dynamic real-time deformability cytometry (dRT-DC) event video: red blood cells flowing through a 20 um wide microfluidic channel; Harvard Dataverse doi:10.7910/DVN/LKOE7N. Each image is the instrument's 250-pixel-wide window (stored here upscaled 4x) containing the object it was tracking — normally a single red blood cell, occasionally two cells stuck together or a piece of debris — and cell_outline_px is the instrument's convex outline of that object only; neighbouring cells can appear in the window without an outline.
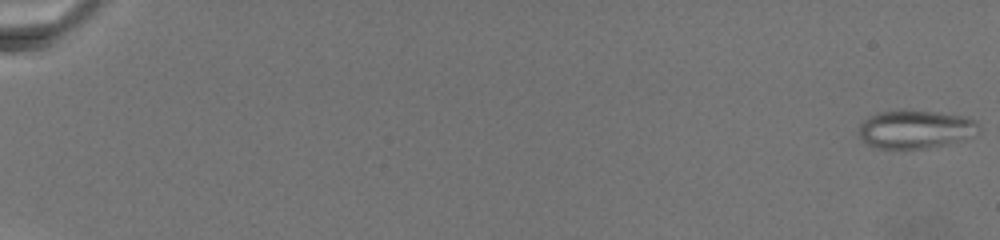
{"species": "common noctule bat (a hibernating species)", "species_latin": "Nyctalus noctula", "temperature_condition": "warm", "stored_images_in_passage": 60, "camera_frame_rate_fps": 3000, "um_per_image_px": 0.085, "animal": {"sex": "female", "body_mass_g": 19.5, "forearm_length_mm": 54.1}, "frame": {"image": 1, "passage_image": 1, "time_ms": 0.0, "image_size_px": [1000, 240], "cell_outline_px": [[980, 132], [976, 136], [964, 140], [928, 148], [876, 148], [868, 144], [856, 132], [860, 124], [864, 120], [876, 112], [900, 108], [904, 108], [936, 112], [964, 116], [976, 120], [980, 128]], "centroid_in_image_um": [77.83, 10.96], "position_along_channel_um": 7.2, "area_um2": 27.51}}
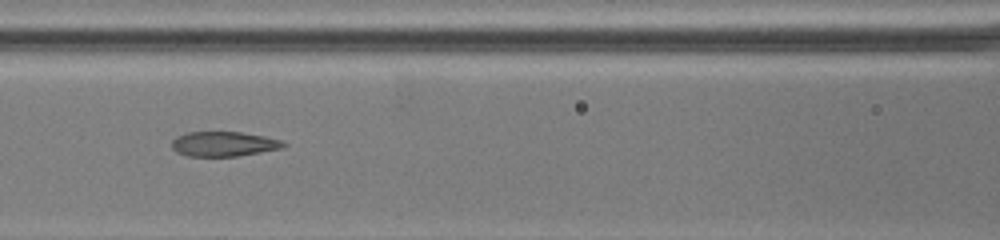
{"frame": {"image": 2, "passage_image": 38, "time_ms": 12.667, "image_size_px": [1000, 240], "cell_outline_px": [[288, 144], [284, 148], [240, 156], [188, 156], [176, 152], [172, 148], [172, 140], [176, 136], [188, 132], [240, 132], [264, 136], [280, 140]], "centroid_in_image_um": [19.03, 12.24], "position_along_channel_um": 147.6, "area_um2": 16.24}}
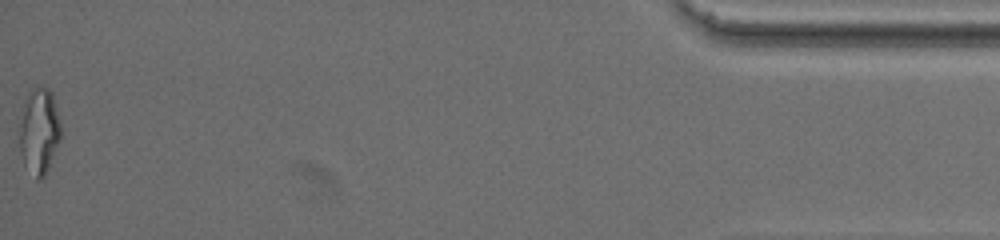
{"frame": {"image": 3, "passage_image": 60, "time_ms": 25.667, "image_size_px": [1000, 240], "cell_outline_px": [[60, 140], [48, 172], [40, 180], [36, 180], [24, 164], [20, 152], [20, 124], [24, 100], [28, 92], [32, 88], [48, 88], [52, 92], [60, 124]], "centroid_in_image_um": [3.33, 11.18], "position_along_channel_um": 431.9, "area_um2": 20.75}}